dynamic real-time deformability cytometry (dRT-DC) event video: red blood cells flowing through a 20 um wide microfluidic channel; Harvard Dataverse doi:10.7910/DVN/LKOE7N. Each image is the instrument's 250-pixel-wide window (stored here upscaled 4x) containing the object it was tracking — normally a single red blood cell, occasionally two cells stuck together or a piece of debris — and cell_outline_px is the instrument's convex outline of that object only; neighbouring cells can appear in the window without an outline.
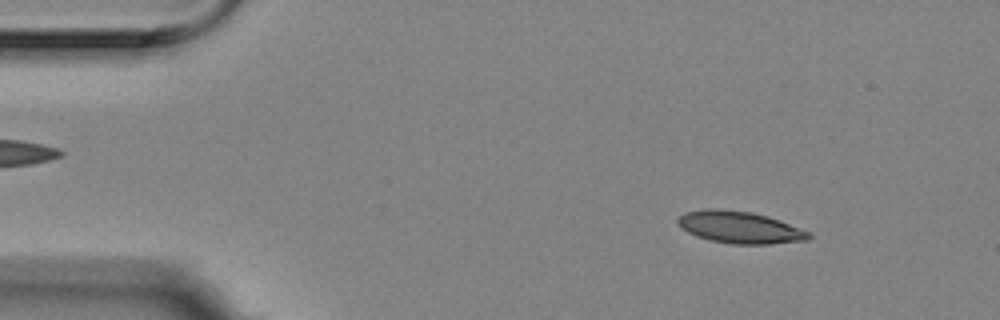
{"species": "Egyptian fruit bat (a non-hibernating species)", "species_latin": "Rousettus aegyptiacus", "temperature_condition": "room temperature", "stored_images_in_passage": 56, "segment_of_instrument_passage": [1, 2], "camera_frame_rate_fps": 3000, "um_per_image_px": 0.085, "animal": {"sex": "female"}, "frame": {"image": 1, "passage_image": 6, "time_ms": 1.667, "image_size_px": [1000, 320], "cell_outline_px": [[812, 236], [808, 240], [768, 244], [732, 244], [712, 240], [696, 236], [680, 228], [676, 220], [684, 212], [704, 208], [720, 208], [752, 212], [768, 216], [780, 220], [812, 232]], "centroid_in_image_um": [62.89, 19.31], "position_along_channel_um": 22.1, "area_um2": 24.74}}
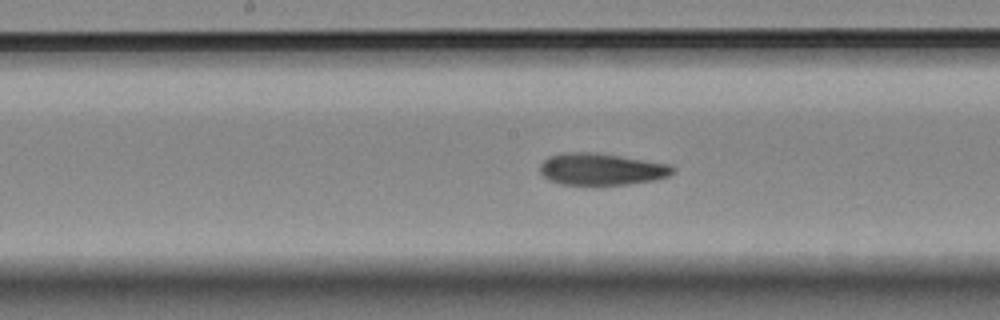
{"frame": {"image": 2, "passage_image": 27, "time_ms": 8.667, "image_size_px": [1000, 320], "cell_outline_px": [[676, 168], [668, 176], [656, 180], [628, 184], [560, 184], [548, 180], [540, 172], [540, 164], [548, 156], [564, 152], [592, 152], [620, 156], [672, 164]], "centroid_in_image_um": [51.12, 14.37], "position_along_channel_um": 197.1, "area_um2": 24.68}}
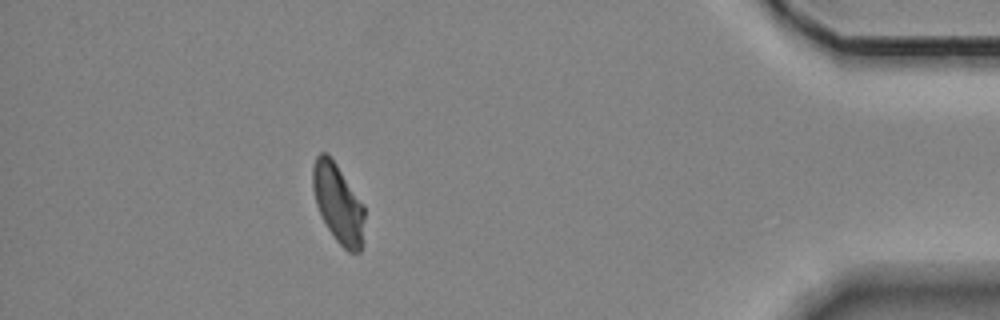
{"frame": {"image": 3, "passage_image": 49, "time_ms": 16.0, "image_size_px": [1000, 320], "cell_outline_px": [[364, 216], [360, 252], [348, 252], [336, 240], [328, 228], [316, 204], [312, 188], [312, 168], [316, 156], [320, 152], [328, 152], [364, 204]], "centroid_in_image_um": [28.72, 17.23], "position_along_channel_um": 406.5, "area_um2": 23.64}}